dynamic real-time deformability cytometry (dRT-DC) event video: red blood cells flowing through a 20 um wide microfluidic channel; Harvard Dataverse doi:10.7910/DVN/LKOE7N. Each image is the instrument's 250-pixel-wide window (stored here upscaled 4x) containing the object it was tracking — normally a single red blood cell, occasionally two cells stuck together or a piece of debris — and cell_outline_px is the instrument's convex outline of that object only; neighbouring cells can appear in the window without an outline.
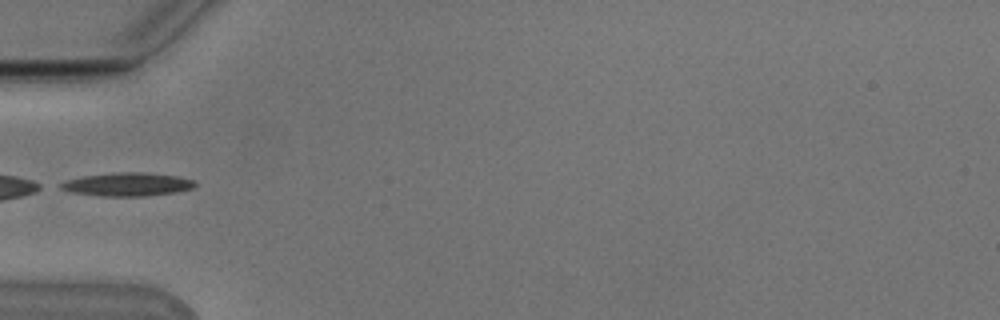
{"species": "Egyptian fruit bat (a non-hibernating species)", "species_latin": "Rousettus aegyptiacus", "temperature_condition": "cold", "stored_images_in_passage": 35, "camera_frame_rate_fps": 3000, "um_per_image_px": 0.085, "animal": {"sex": "male"}, "frame": {"image": 1, "passage_image": 1, "time_ms": 0.0, "image_size_px": [1000, 320], "cell_outline_px": [[196, 184], [192, 188], [176, 192], [144, 196], [100, 196], [72, 192], [60, 188], [60, 184], [68, 180], [84, 176], [112, 172], [144, 172], [176, 176], [192, 180]], "centroid_in_image_um": [10.82, 15.67], "position_along_channel_um": 74.2, "area_um2": 18.09}, "authors_computed_cell_mechanics": {"area_um2": 16.8198, "velocity_mm_per_s": 3.7867, "shape_relaxation_time_tau1_ms": 3.4827, "shape_relaxation_time_tau2_ms": null, "deformation_change_tau1": 0.1532, "deformation_change_tau2": null}}